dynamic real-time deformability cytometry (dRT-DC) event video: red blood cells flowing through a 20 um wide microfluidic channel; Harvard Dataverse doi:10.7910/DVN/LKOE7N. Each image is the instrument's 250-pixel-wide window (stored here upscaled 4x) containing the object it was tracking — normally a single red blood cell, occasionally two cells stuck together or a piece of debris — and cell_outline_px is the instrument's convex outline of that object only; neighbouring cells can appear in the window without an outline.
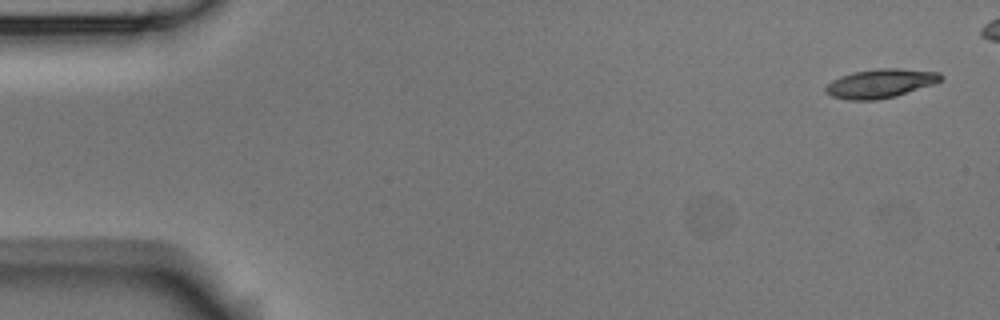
{"species": "Egyptian fruit bat (a non-hibernating species)", "species_latin": "Rousettus aegyptiacus", "temperature_condition": "room temperature", "stored_images_in_passage": 2, "camera_frame_rate_fps": 3000, "um_per_image_px": 0.085, "animal": {"sex": "male"}, "frame": {"image": 1, "passage_image": 2, "time_ms": 1.333, "image_size_px": [1000, 320], "cell_outline_px": [[944, 76], [940, 80], [932, 84], [896, 96], [876, 100], [848, 100], [832, 96], [824, 92], [824, 88], [832, 80], [840, 76], [852, 72], [876, 68], [896, 68], [940, 72]], "centroid_in_image_um": [74.8, 7.08], "position_along_channel_um": 10.2, "area_um2": 19.42}}